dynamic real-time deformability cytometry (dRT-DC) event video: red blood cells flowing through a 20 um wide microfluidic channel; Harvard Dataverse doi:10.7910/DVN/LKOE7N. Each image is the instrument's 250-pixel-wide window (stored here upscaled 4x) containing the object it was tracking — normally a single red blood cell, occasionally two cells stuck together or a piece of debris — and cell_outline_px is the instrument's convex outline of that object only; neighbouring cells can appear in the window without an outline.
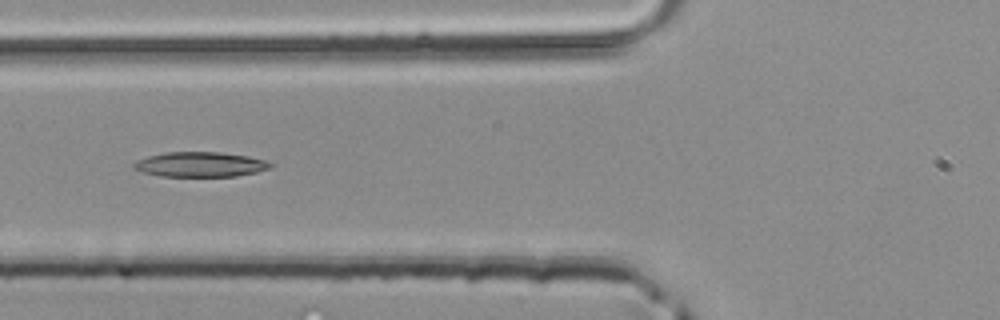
{"species": "common noctule bat (a hibernating species)", "species_latin": "Nyctalus noctula", "temperature_condition": "room temperature", "stored_images_in_passage": 4, "camera_frame_rate_fps": 3000, "um_per_image_px": 0.085, "animal": {"sex": "male", "body_mass_g": 20.4}, "frame": {"image": 1, "passage_image": 4, "time_ms": 1.0, "image_size_px": [1000, 320], "cell_outline_px": [[272, 168], [256, 172], [236, 176], [160, 176], [144, 172], [132, 168], [132, 164], [136, 160], [148, 156], [164, 152], [220, 152], [248, 156], [264, 160], [272, 164]], "centroid_in_image_um": [17.0, 13.97], "position_along_channel_um": 108.8, "area_um2": 19.83}}